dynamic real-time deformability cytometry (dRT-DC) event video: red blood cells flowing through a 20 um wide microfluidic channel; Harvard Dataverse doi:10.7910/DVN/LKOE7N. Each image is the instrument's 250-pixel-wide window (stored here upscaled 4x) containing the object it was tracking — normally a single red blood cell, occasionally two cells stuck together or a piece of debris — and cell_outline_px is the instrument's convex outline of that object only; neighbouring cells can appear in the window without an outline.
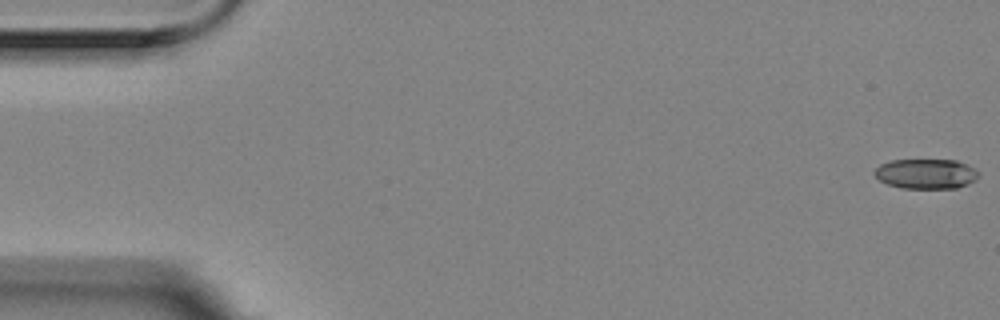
{"species": "Egyptian fruit bat (a non-hibernating species)", "species_latin": "Rousettus aegyptiacus", "temperature_condition": "room temperature", "stored_images_in_passage": 57, "camera_frame_rate_fps": 3000, "um_per_image_px": 0.085, "animal": {"sex": "female"}, "frame": {"image": 1, "passage_image": 1, "time_ms": 0.0, "image_size_px": [1000, 320], "cell_outline_px": [[980, 176], [968, 184], [956, 188], [904, 188], [888, 184], [880, 180], [872, 172], [880, 164], [888, 160], [956, 160], [980, 172]], "centroid_in_image_um": [78.7, 14.77], "position_along_channel_um": 6.3, "area_um2": 18.09}}
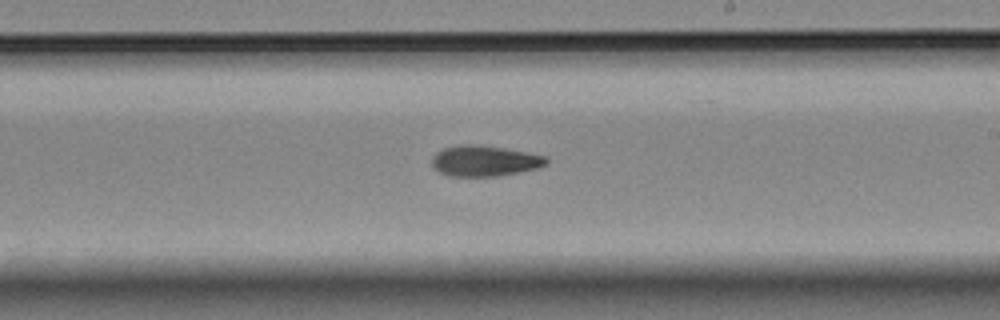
{"frame": {"image": 2, "passage_image": 33, "time_ms": 10.667, "image_size_px": [1000, 320], "cell_outline_px": [[548, 164], [536, 168], [496, 176], [448, 176], [440, 172], [432, 164], [432, 156], [436, 152], [444, 148], [460, 144], [472, 144], [504, 148], [548, 156]], "centroid_in_image_um": [41.18, 13.66], "position_along_channel_um": 247.8, "area_um2": 20.35}}
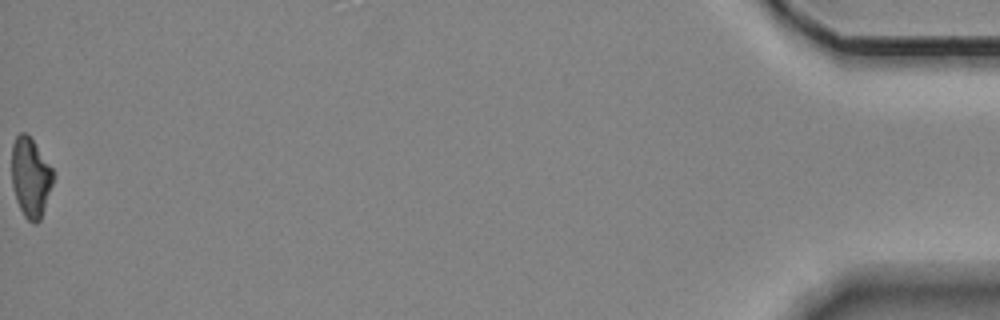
{"frame": {"image": 3, "passage_image": 57, "time_ms": 18.667, "image_size_px": [1000, 320], "cell_outline_px": [[52, 184], [40, 220], [36, 224], [32, 224], [24, 216], [16, 200], [12, 184], [12, 144], [16, 136], [20, 132], [24, 132], [32, 140], [52, 168]], "centroid_in_image_um": [2.57, 15.09], "position_along_channel_um": 432.6, "area_um2": 18.84}}